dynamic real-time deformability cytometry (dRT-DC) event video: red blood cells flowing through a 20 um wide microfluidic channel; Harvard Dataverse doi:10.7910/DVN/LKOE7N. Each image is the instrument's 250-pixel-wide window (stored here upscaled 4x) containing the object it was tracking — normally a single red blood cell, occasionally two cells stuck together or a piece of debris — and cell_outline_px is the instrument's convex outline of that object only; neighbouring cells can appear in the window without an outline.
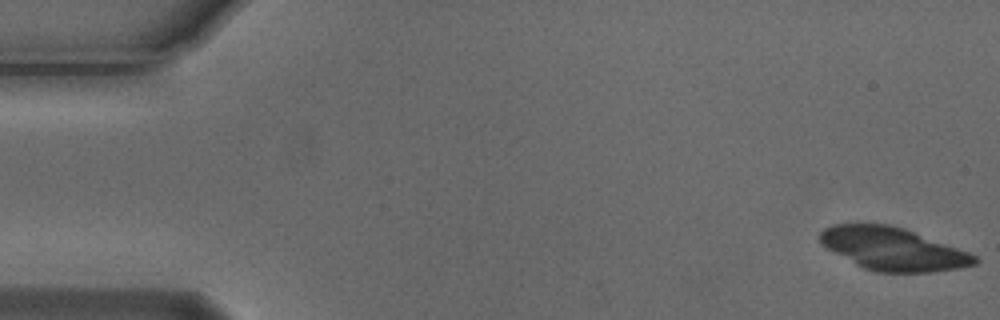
{"species": "Egyptian fruit bat (a non-hibernating species)", "species_latin": "Rousettus aegyptiacus", "temperature_condition": "cold", "stored_images_in_passage": 12, "camera_frame_rate_fps": 3000, "um_per_image_px": 0.085, "animal": {"sex": "male"}, "frame": {"image": 1, "passage_image": 1, "time_ms": 0.0, "image_size_px": [1000, 320], "cell_outline_px": [[980, 260], [976, 264], [960, 268], [932, 272], [876, 272], [864, 268], [856, 264], [820, 244], [820, 232], [824, 228], [832, 224], [888, 224], [904, 228], [968, 252], [976, 256]], "centroid_in_image_um": [75.9, 21.16], "position_along_channel_um": 9.1, "area_um2": 38.26}}